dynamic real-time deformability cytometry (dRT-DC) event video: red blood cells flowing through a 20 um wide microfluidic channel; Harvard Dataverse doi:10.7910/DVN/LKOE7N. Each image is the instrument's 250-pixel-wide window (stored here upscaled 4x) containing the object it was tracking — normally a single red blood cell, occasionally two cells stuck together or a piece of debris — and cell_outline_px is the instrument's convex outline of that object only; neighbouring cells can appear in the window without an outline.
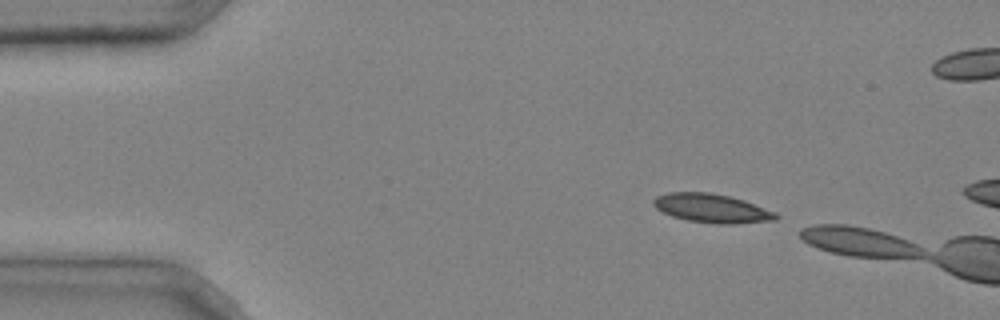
{"species": "common noctule bat (a hibernating species)", "species_latin": "Nyctalus noctula", "temperature_condition": "cold", "stored_images_in_passage": 2, "camera_frame_rate_fps": 3000, "um_per_image_px": 0.085, "animal": {"sex": "male", "body_mass_g": 20.4}, "frame": {"image": 1, "passage_image": 1, "time_ms": 0.0, "image_size_px": [1000, 320], "cell_outline_px": [[780, 216], [776, 220], [732, 224], [716, 224], [688, 220], [672, 216], [656, 208], [652, 204], [652, 200], [656, 196], [668, 192], [708, 192], [728, 196], [744, 200], [776, 212]], "centroid_in_image_um": [60.51, 17.7], "position_along_channel_um": 24.5, "area_um2": 20.58}}